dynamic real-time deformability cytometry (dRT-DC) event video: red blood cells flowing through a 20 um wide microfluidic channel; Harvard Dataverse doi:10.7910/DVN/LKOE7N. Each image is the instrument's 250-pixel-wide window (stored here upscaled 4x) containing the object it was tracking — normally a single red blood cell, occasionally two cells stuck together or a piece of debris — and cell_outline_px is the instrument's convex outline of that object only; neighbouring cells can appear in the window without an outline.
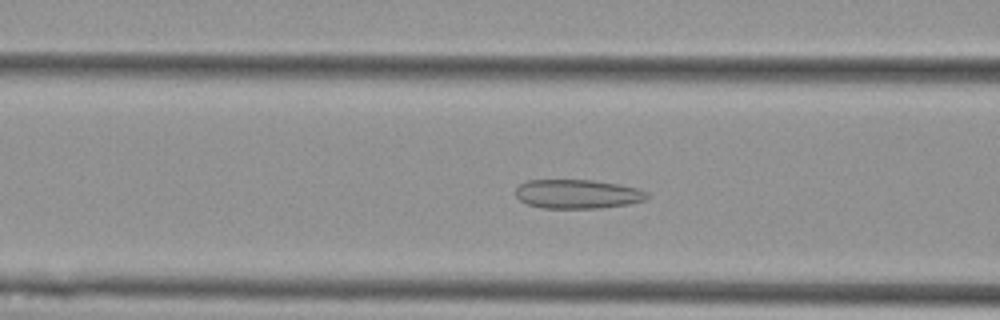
{"species": "Egyptian fruit bat (a non-hibernating species)", "species_latin": "Rousettus aegyptiacus", "temperature_condition": "cold", "stored_images_in_passage": 35, "camera_frame_rate_fps": 3000, "um_per_image_px": 0.085, "animal": {"sex": "female"}, "frame": {"image": 1, "passage_image": 7, "time_ms": 2.0, "image_size_px": [1000, 320], "cell_outline_px": [[648, 196], [644, 200], [628, 204], [600, 208], [540, 208], [528, 204], [520, 200], [516, 196], [516, 188], [520, 184], [528, 180], [592, 180], [620, 184], [636, 188], [648, 192]], "centroid_in_image_um": [49.08, 16.49], "position_along_channel_um": 117.5, "area_um2": 22.25}}
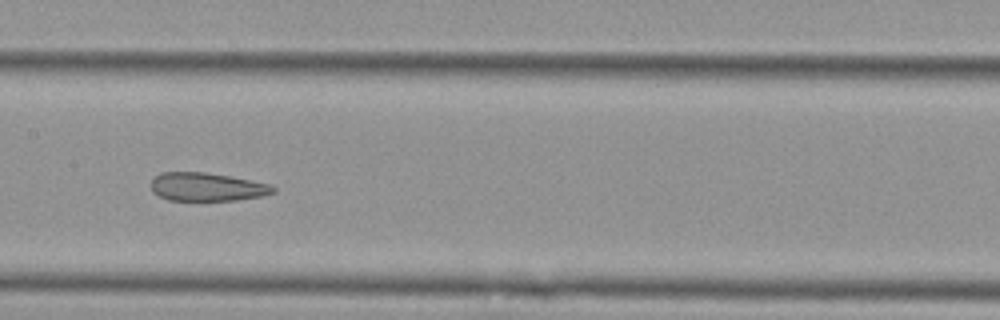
{"frame": {"image": 2, "passage_image": 13, "time_ms": 4.0, "image_size_px": [1000, 320], "cell_outline_px": [[276, 192], [260, 196], [236, 200], [168, 200], [152, 192], [152, 180], [160, 172], [204, 172], [228, 176], [268, 184], [276, 188]], "centroid_in_image_um": [17.56, 15.89], "position_along_channel_um": 189.8, "area_um2": 19.88}}
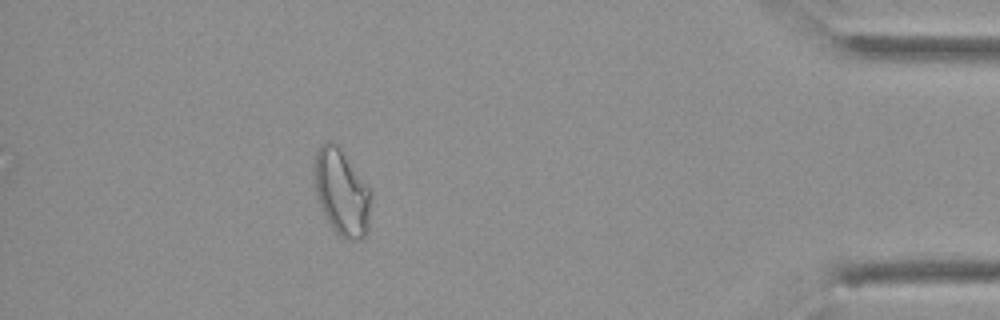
{"frame": {"image": 3, "passage_image": 35, "time_ms": 11.333, "image_size_px": [1000, 320], "cell_outline_px": [[368, 232], [360, 240], [344, 240], [332, 228], [320, 204], [316, 192], [316, 152], [320, 144], [328, 140], [332, 140], [336, 144], [368, 184]], "centroid_in_image_um": [29.04, 16.36], "position_along_channel_um": 406.2, "area_um2": 27.57}, "authors_computed_cell_mechanics": {"area_um2": 21.0392, "velocity_mm_per_s": 3.6155, "shape_relaxation_time_tau1_ms": null, "shape_relaxation_time_tau2_ms": 1.9977, "deformation_change_tau1": null, "deformation_change_tau2": 0.0939}}